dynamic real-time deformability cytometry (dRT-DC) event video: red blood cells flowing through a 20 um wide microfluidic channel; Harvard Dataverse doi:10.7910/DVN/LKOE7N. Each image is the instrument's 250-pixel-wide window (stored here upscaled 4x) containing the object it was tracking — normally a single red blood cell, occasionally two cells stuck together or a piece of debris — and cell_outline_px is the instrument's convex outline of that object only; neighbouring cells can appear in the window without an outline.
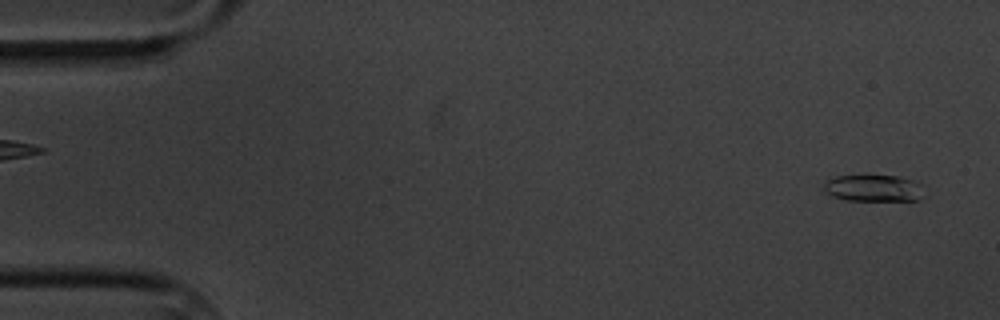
{"species": "common noctule bat (a hibernating species)", "species_latin": "Nyctalus noctula", "temperature_condition": "cold", "stored_images_in_passage": 3, "camera_frame_rate_fps": 3000, "um_per_image_px": 0.085, "animal": {"sex": "male", "body_mass_g": 20.1, "forearm_length_mm": 53.5}, "frame": {"image": 1, "passage_image": 1, "time_ms": 0.0, "image_size_px": [1000, 320], "cell_outline_px": [[924, 196], [920, 200], [848, 200], [832, 196], [824, 192], [824, 184], [828, 180], [836, 176], [864, 172], [900, 176], [924, 184]], "centroid_in_image_um": [74.29, 15.93], "position_along_channel_um": 10.7, "area_um2": 16.65}}